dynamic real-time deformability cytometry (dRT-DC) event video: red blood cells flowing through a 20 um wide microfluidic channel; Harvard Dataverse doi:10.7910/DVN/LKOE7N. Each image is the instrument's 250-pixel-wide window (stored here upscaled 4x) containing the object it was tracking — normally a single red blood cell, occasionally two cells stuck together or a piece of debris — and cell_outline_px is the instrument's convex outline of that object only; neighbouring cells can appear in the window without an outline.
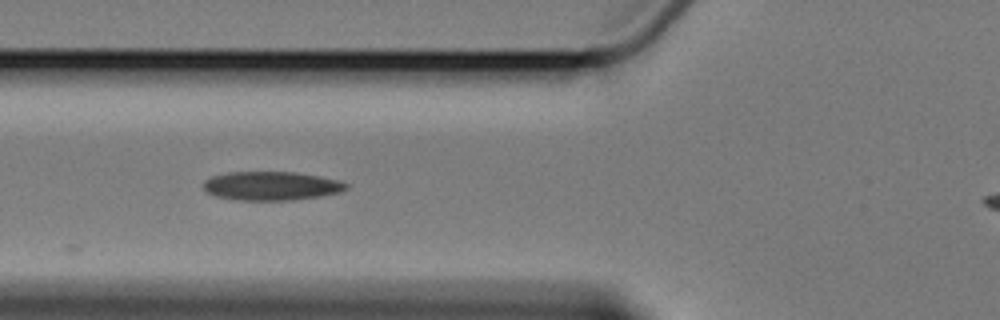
{"species": "Egyptian fruit bat (a non-hibernating species)", "species_latin": "Rousettus aegyptiacus", "temperature_condition": "cold", "stored_images_in_passage": 5, "camera_frame_rate_fps": 3000, "um_per_image_px": 0.085, "animal": {"sex": "female"}, "frame": {"image": 1, "passage_image": 2, "time_ms": 2.0, "image_size_px": [1000, 320], "cell_outline_px": [[348, 188], [340, 192], [320, 196], [292, 200], [236, 200], [216, 196], [208, 192], [204, 188], [204, 180], [212, 176], [228, 172], [296, 172], [336, 180], [348, 184]], "centroid_in_image_um": [23.04, 15.8], "position_along_channel_um": 102.8, "area_um2": 23.76}}
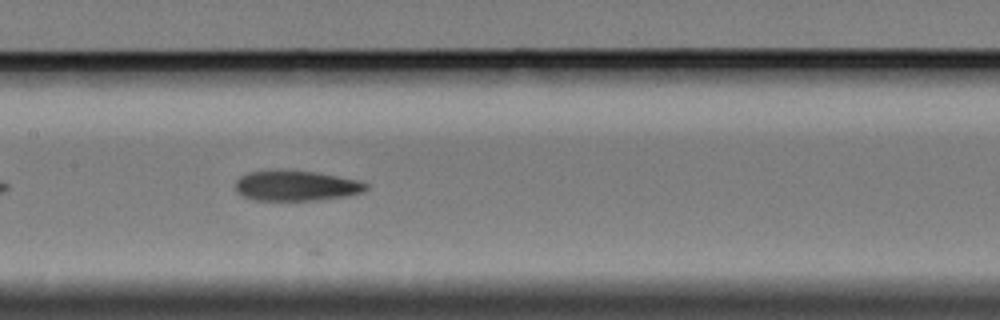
{"frame": {"image": 2, "passage_image": 4, "time_ms": 4.333, "image_size_px": [1000, 320], "cell_outline_px": [[368, 188], [360, 192], [344, 196], [320, 200], [252, 200], [236, 192], [236, 180], [240, 176], [248, 172], [312, 172], [336, 176], [356, 180], [368, 184]], "centroid_in_image_um": [25.14, 15.82], "position_along_channel_um": 182.3, "area_um2": 22.25}}